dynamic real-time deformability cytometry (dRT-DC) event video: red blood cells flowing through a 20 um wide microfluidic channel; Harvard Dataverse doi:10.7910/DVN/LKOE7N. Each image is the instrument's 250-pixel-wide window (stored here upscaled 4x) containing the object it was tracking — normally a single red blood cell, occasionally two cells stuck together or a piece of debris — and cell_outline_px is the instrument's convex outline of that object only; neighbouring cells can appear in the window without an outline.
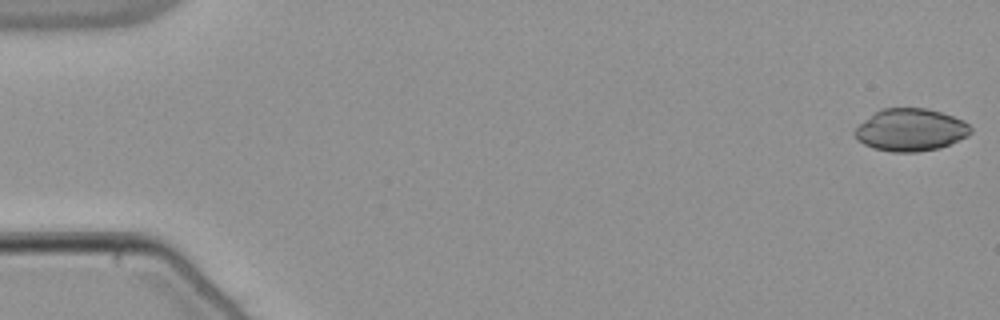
{"species": "common noctule bat (a hibernating species)", "species_latin": "Nyctalus noctula", "temperature_condition": "warm", "stored_images_in_passage": 53, "camera_frame_rate_fps": 3000, "um_per_image_px": 0.085, "animal": {"sex": "male", "body_mass_g": 21.5, "forearm_length_mm": 52.0}, "frame": {"image": 1, "passage_image": 1, "time_ms": 0.0, "image_size_px": [1000, 320], "cell_outline_px": [[972, 132], [968, 136], [940, 148], [916, 152], [892, 152], [872, 148], [864, 144], [852, 132], [864, 120], [880, 108], [928, 108], [964, 120], [972, 128]], "centroid_in_image_um": [77.41, 11.04], "position_along_channel_um": 7.6, "area_um2": 28.67}}
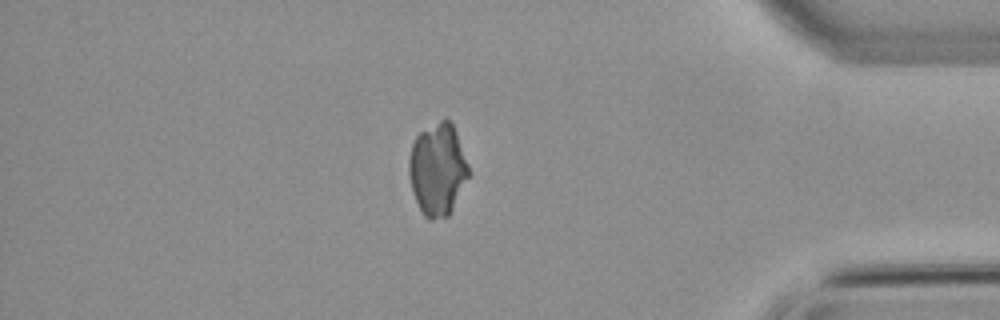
{"frame": {"image": 2, "passage_image": 46, "time_ms": 15.0, "image_size_px": [1000, 320], "cell_outline_px": [[468, 176], [448, 216], [432, 220], [428, 220], [424, 216], [412, 192], [408, 172], [408, 160], [412, 144], [416, 136], [420, 132], [444, 116], [452, 124], [456, 132], [468, 164]], "centroid_in_image_um": [37.16, 14.37], "position_along_channel_um": 398.0, "area_um2": 31.85}}
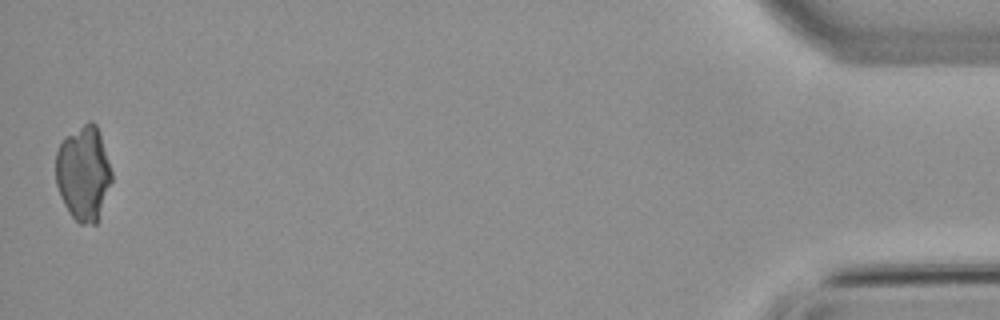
{"frame": {"image": 3, "passage_image": 53, "time_ms": 17.333, "image_size_px": [1000, 320], "cell_outline_px": [[112, 180], [96, 224], [80, 224], [68, 212], [60, 196], [56, 184], [56, 152], [64, 136], [88, 120], [92, 120], [96, 124], [100, 132], [112, 172]], "centroid_in_image_um": [7.09, 14.69], "position_along_channel_um": 428.1, "area_um2": 31.04}}